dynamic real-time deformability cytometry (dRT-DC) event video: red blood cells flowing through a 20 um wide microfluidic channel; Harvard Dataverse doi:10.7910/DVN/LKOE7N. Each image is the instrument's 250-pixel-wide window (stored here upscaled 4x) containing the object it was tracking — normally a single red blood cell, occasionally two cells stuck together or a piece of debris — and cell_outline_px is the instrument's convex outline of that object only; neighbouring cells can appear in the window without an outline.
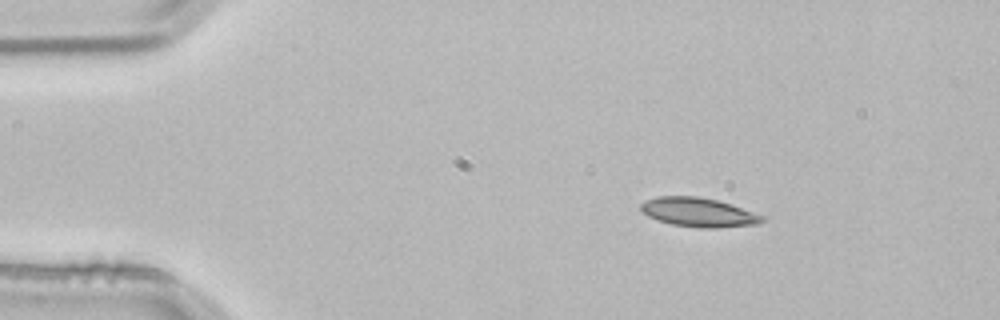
{"species": "common noctule bat (a hibernating species)", "species_latin": "Nyctalus noctula", "temperature_condition": "room temperature", "stored_images_in_passage": 2, "camera_frame_rate_fps": 3000, "um_per_image_px": 0.085, "animal": {"sex": "male", "body_mass_g": 21.5, "forearm_length_mm": 52.0}, "frame": {"image": 1, "passage_image": 1, "time_ms": 0.0, "image_size_px": [1000, 320], "cell_outline_px": [[768, 220], [756, 224], [716, 228], [700, 228], [672, 224], [648, 216], [640, 208], [640, 204], [644, 200], [656, 196], [696, 196], [716, 200], [732, 204], [764, 216]], "centroid_in_image_um": [59.39, 18.04], "position_along_channel_um": 25.6, "area_um2": 20.58}}